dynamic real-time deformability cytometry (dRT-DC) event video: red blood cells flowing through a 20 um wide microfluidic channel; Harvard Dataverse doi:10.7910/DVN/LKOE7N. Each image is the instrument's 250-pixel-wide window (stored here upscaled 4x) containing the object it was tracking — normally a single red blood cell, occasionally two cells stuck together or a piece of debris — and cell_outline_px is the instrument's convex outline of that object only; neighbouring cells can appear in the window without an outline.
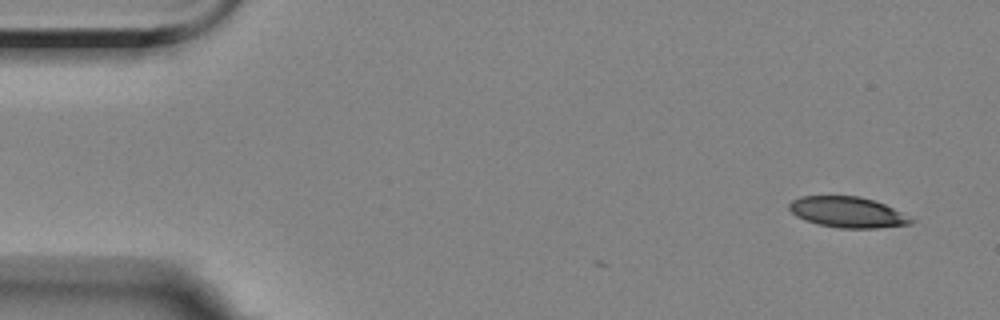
{"species": "Egyptian fruit bat (a non-hibernating species)", "species_latin": "Rousettus aegyptiacus", "temperature_condition": "room temperature", "stored_images_in_passage": 3, "camera_frame_rate_fps": 3000, "um_per_image_px": 0.085, "animal": {"sex": "female"}, "frame": {"image": 1, "passage_image": 1, "time_ms": 0.0, "image_size_px": [1000, 320], "cell_outline_px": [[916, 220], [912, 224], [876, 228], [840, 228], [816, 224], [804, 220], [796, 216], [788, 208], [788, 204], [792, 200], [800, 196], [860, 196], [884, 204], [912, 216]], "centroid_in_image_um": [72.06, 18.04], "position_along_channel_um": 12.9, "area_um2": 22.08}}